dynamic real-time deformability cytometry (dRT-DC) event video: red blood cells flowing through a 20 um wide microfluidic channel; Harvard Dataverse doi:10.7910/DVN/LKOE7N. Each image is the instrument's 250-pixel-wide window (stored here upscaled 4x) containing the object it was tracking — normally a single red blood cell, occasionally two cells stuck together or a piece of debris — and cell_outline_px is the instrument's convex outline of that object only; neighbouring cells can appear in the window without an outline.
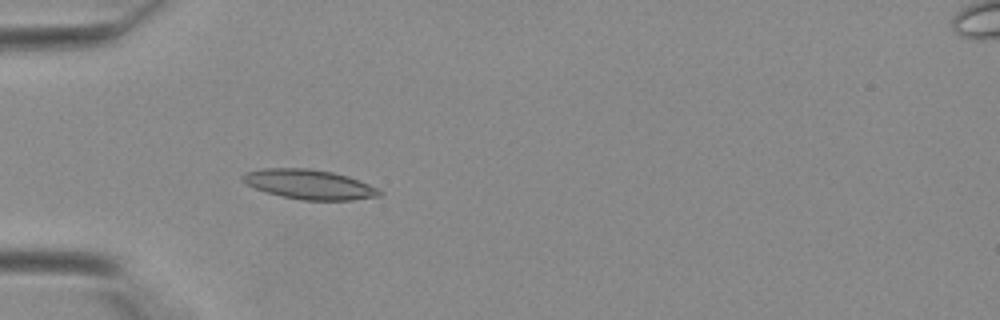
{"species": "Egyptian fruit bat (a non-hibernating species)", "species_latin": "Rousettus aegyptiacus", "temperature_condition": "warm", "stored_images_in_passage": 42, "camera_frame_rate_fps": 3000, "um_per_image_px": 0.085, "animal": {"sex": "female"}, "frame": {"image": 1, "passage_image": 14, "time_ms": 4.333, "image_size_px": [1000, 320], "cell_outline_px": [[384, 192], [380, 196], [352, 200], [300, 200], [280, 196], [256, 188], [240, 180], [240, 176], [248, 172], [264, 168], [308, 168], [332, 172], [348, 176], [368, 184]], "centroid_in_image_um": [26.29, 15.67], "position_along_channel_um": 58.7, "area_um2": 23.52}}
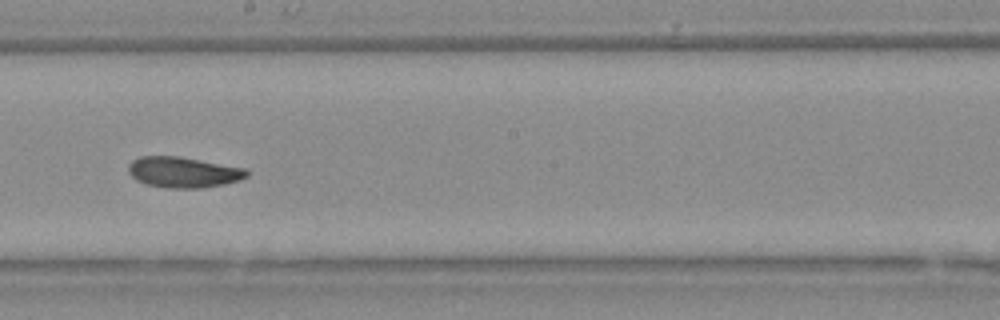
{"frame": {"image": 2, "passage_image": 25, "time_ms": 8.0, "image_size_px": [1000, 320], "cell_outline_px": [[248, 176], [240, 180], [224, 184], [204, 188], [168, 188], [148, 184], [136, 180], [128, 172], [128, 164], [132, 160], [140, 156], [180, 156], [244, 168], [248, 172]], "centroid_in_image_um": [15.57, 14.63], "position_along_channel_um": 232.6, "area_um2": 21.21}}
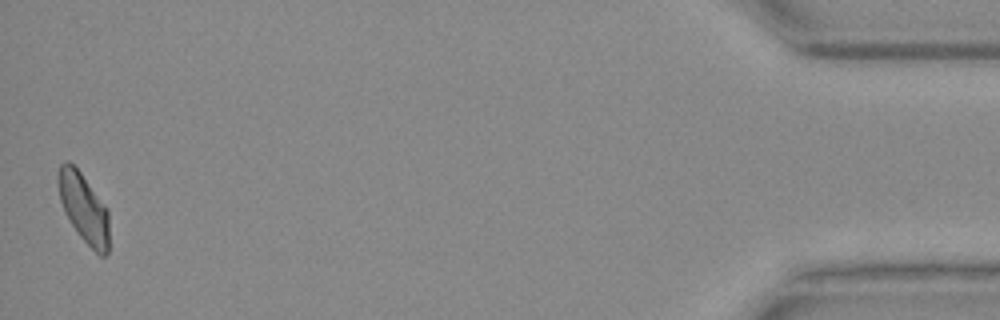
{"frame": {"image": 3, "passage_image": 42, "time_ms": 13.667, "image_size_px": [1000, 320], "cell_outline_px": [[108, 252], [104, 256], [100, 256], [80, 236], [64, 212], [60, 200], [56, 180], [56, 176], [60, 164], [64, 160], [68, 160], [80, 172], [108, 212]], "centroid_in_image_um": [7.06, 17.65], "position_along_channel_um": 428.1, "area_um2": 20.17}}